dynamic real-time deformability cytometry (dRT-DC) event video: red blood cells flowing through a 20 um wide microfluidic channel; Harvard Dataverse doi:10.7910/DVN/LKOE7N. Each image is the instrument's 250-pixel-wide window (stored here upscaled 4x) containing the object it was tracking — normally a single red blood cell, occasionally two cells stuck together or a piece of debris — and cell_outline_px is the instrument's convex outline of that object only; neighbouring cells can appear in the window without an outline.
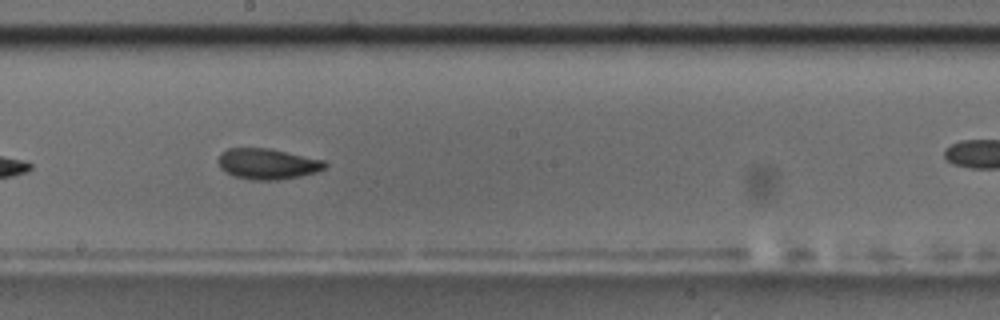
{"species": "common noctule bat (a hibernating species)", "species_latin": "Nyctalus noctula", "temperature_condition": "room temperature", "stored_images_in_passage": 12, "camera_frame_rate_fps": 3000, "um_per_image_px": 0.085, "animal": {"sex": "male", "body_mass_g": 17.5, "forearm_length_mm": 52.3}, "frame": {"image": 1, "passage_image": 9, "time_ms": 9.0, "image_size_px": [1000, 320], "cell_outline_px": [[328, 164], [324, 168], [316, 172], [300, 176], [276, 180], [252, 180], [236, 176], [220, 168], [216, 160], [220, 152], [228, 148], [272, 148], [324, 160]], "centroid_in_image_um": [22.72, 13.91], "position_along_channel_um": 225.5, "area_um2": 19.25}}